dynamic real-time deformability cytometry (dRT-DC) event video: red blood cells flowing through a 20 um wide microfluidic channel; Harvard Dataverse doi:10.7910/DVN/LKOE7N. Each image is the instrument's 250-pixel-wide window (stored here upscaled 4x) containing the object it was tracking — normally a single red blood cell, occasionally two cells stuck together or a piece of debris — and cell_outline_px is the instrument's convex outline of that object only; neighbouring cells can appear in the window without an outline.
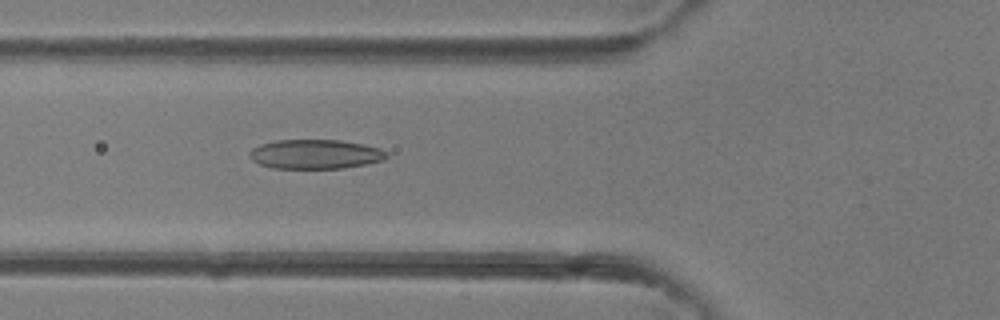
{"species": "common noctule bat (a hibernating species)", "species_latin": "Nyctalus noctula", "temperature_condition": "room temperature", "stored_images_in_passage": 40, "camera_frame_rate_fps": 3000, "um_per_image_px": 0.085, "animal": {"sex": "female"}, "frame": {"image": 1, "passage_image": 15, "time_ms": 4.667, "image_size_px": [1000, 320], "cell_outline_px": [[388, 156], [384, 160], [344, 168], [272, 168], [260, 164], [252, 160], [248, 156], [248, 152], [252, 148], [260, 144], [276, 140], [340, 140], [364, 144], [380, 148], [388, 152]], "centroid_in_image_um": [26.79, 13.1], "position_along_channel_um": 99.0, "area_um2": 23.58}}
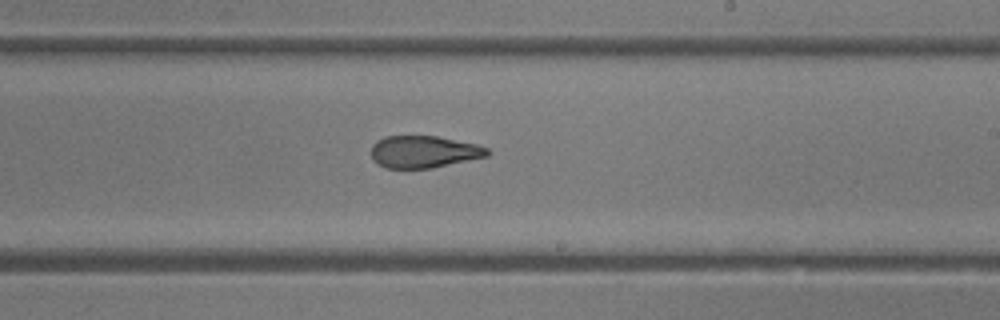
{"frame": {"image": 2, "passage_image": 24, "time_ms": 7.667, "image_size_px": [1000, 320], "cell_outline_px": [[492, 152], [488, 156], [432, 168], [384, 168], [372, 160], [372, 144], [376, 140], [384, 136], [436, 136], [476, 144], [488, 148]], "centroid_in_image_um": [36.02, 12.9], "position_along_channel_um": 253.0, "area_um2": 21.85}}
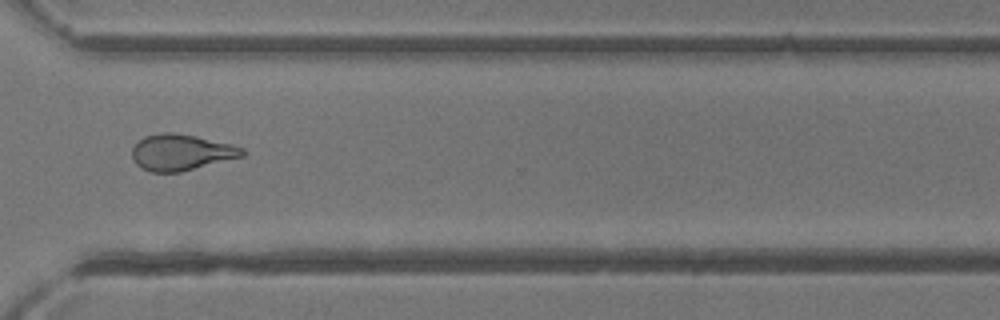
{"frame": {"image": 3, "passage_image": 30, "time_ms": 9.667, "image_size_px": [1000, 320], "cell_outline_px": [[248, 152], [244, 156], [180, 172], [152, 172], [140, 168], [136, 164], [132, 156], [132, 148], [144, 136], [160, 132], [176, 132], [196, 136], [232, 144], [244, 148]], "centroid_in_image_um": [15.42, 12.94], "position_along_channel_um": 355.2, "area_um2": 23.41}}